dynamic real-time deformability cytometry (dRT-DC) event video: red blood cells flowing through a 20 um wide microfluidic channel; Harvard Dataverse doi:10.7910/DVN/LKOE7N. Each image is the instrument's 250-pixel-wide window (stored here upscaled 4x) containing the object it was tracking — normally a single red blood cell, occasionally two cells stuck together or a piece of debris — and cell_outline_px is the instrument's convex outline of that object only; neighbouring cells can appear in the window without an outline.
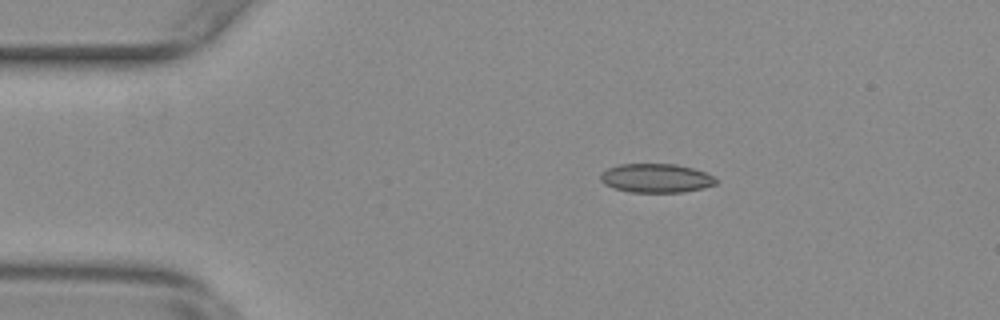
{"species": "common noctule bat (a hibernating species)", "species_latin": "Nyctalus noctula", "temperature_condition": "warm", "stored_images_in_passage": 52, "camera_frame_rate_fps": 3000, "um_per_image_px": 0.085, "animal": {"sex": "female", "body_mass_g": 29.2, "forearm_length_mm": 56.3}, "frame": {"image": 1, "passage_image": 8, "time_ms": 2.333, "image_size_px": [1000, 320], "cell_outline_px": [[716, 184], [684, 192], [628, 192], [612, 188], [604, 184], [600, 180], [600, 172], [608, 168], [620, 164], [676, 164], [692, 168], [704, 172], [712, 176], [716, 180]], "centroid_in_image_um": [55.7, 15.14], "position_along_channel_um": 29.3, "area_um2": 19.42}}
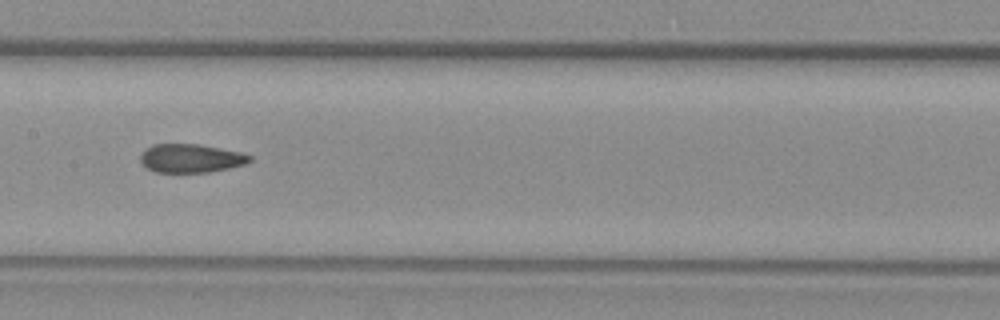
{"frame": {"image": 2, "passage_image": 25, "time_ms": 8.0, "image_size_px": [1000, 320], "cell_outline_px": [[252, 160], [244, 164], [228, 168], [208, 172], [156, 172], [148, 168], [140, 160], [140, 156], [144, 148], [152, 144], [196, 144], [240, 152], [252, 156]], "centroid_in_image_um": [16.19, 13.45], "position_along_channel_um": 191.2, "area_um2": 18.03}}
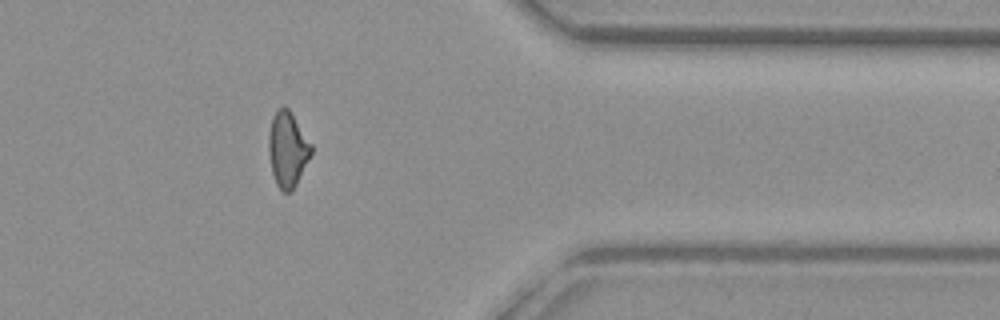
{"frame": {"image": 3, "passage_image": 42, "time_ms": 13.667, "image_size_px": [1000, 320], "cell_outline_px": [[312, 152], [296, 184], [288, 192], [284, 192], [276, 184], [272, 172], [268, 152], [268, 132], [272, 116], [276, 108], [284, 104], [288, 108], [312, 144]], "centroid_in_image_um": [24.42, 12.63], "position_along_channel_um": 387.0, "area_um2": 18.67}, "authors_computed_cell_mechanics": {"area_um2": 19.1607, "velocity_mm_per_s": 3.7987, "shape_relaxation_time_tau1_ms": null, "shape_relaxation_time_tau2_ms": 2.186, "deformation_change_tau1": null, "deformation_change_tau2": 0.0855}}